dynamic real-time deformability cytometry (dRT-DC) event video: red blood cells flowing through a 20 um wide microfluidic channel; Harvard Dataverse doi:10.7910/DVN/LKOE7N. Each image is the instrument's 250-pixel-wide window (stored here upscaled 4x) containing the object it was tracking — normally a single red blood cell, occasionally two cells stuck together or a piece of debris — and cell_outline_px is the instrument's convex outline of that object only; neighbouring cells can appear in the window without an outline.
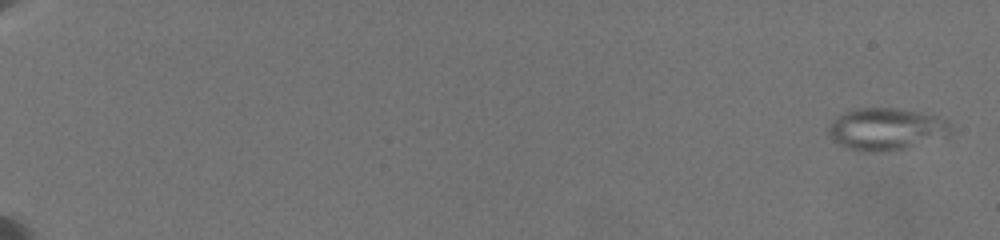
{"species": "common noctule bat (a hibernating species)", "species_latin": "Nyctalus noctula", "temperature_condition": "warm", "stored_images_in_passage": 48, "camera_frame_rate_fps": 3000, "um_per_image_px": 0.085, "animal": {"sex": "female", "body_mass_g": 19.5, "forearm_length_mm": 54.1}, "frame": {"image": 1, "passage_image": 2, "time_ms": 0.333, "image_size_px": [1000, 240], "cell_outline_px": [[952, 132], [948, 136], [900, 148], [880, 152], [860, 152], [844, 148], [836, 144], [832, 140], [828, 132], [828, 124], [832, 120], [844, 112], [856, 108], [900, 108], [920, 112], [936, 116], [948, 120], [952, 128]], "centroid_in_image_um": [75.27, 10.97], "position_along_channel_um": 9.7, "area_um2": 30.23}}
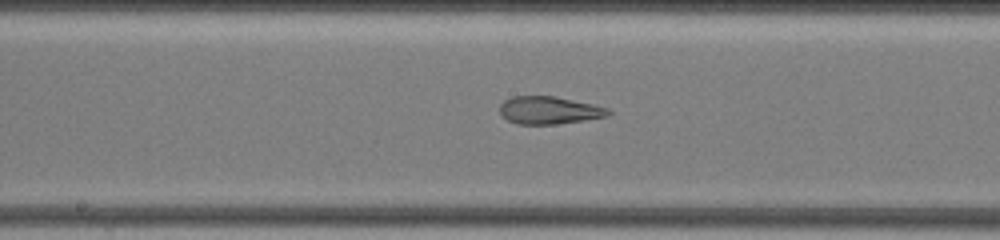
{"frame": {"image": 2, "passage_image": 29, "time_ms": 12.333, "image_size_px": [1000, 240], "cell_outline_px": [[612, 112], [608, 116], [584, 120], [556, 124], [516, 124], [500, 116], [500, 104], [504, 100], [512, 96], [552, 96], [592, 104], [608, 108]], "centroid_in_image_um": [46.64, 9.38], "position_along_channel_um": 201.6, "area_um2": 17.46}}
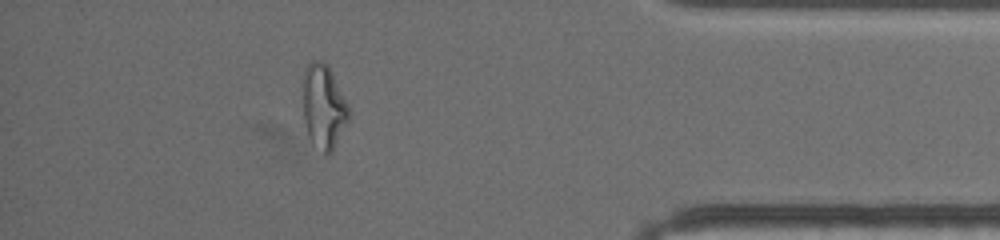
{"frame": {"image": 3, "passage_image": 44, "time_ms": 19.0, "image_size_px": [1000, 240], "cell_outline_px": [[348, 120], [328, 156], [324, 156], [312, 144], [308, 136], [304, 120], [304, 68], [312, 60], [324, 60], [328, 64], [348, 104]], "centroid_in_image_um": [27.49, 9.05], "position_along_channel_um": 407.7, "area_um2": 22.37}, "authors_computed_cell_mechanics": {"area_um2": 24.8829, "velocity_mm_per_s": 3.5148, "shape_relaxation_time_tau1_ms": null, "shape_relaxation_time_tau2_ms": 1.6179, "deformation_change_tau1": null, "deformation_change_tau2": 0.1038}}